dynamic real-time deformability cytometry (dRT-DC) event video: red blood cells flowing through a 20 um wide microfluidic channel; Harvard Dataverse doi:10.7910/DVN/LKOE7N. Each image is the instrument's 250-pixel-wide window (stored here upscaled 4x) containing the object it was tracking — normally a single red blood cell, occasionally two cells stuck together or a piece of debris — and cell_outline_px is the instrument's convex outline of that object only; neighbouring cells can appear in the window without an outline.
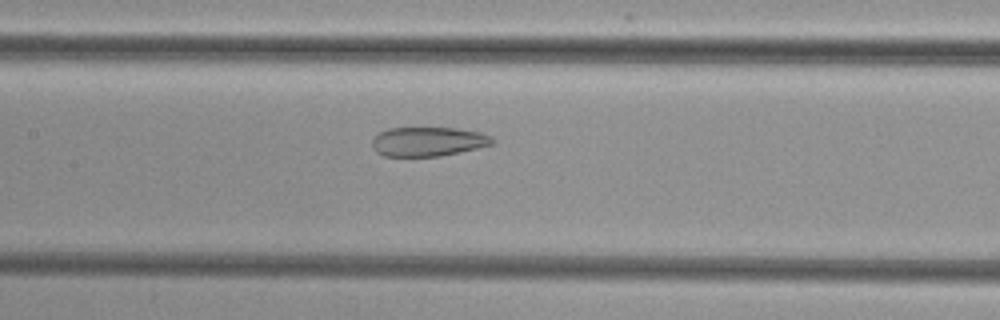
{"species": "common noctule bat (a hibernating species)", "species_latin": "Nyctalus noctula", "temperature_condition": "cold", "stored_images_in_passage": 35, "camera_frame_rate_fps": 3000, "um_per_image_px": 0.085, "animal": {"sex": "female", "body_mass_g": 29.2, "forearm_length_mm": 56.3}, "frame": {"image": 1, "passage_image": 9, "time_ms": 2.667, "image_size_px": [1000, 320], "cell_outline_px": [[496, 140], [492, 144], [460, 152], [440, 156], [384, 156], [376, 152], [372, 148], [372, 140], [380, 132], [388, 128], [456, 128], [480, 132], [492, 136]], "centroid_in_image_um": [36.39, 12.03], "position_along_channel_um": 171.0, "area_um2": 20.52}}
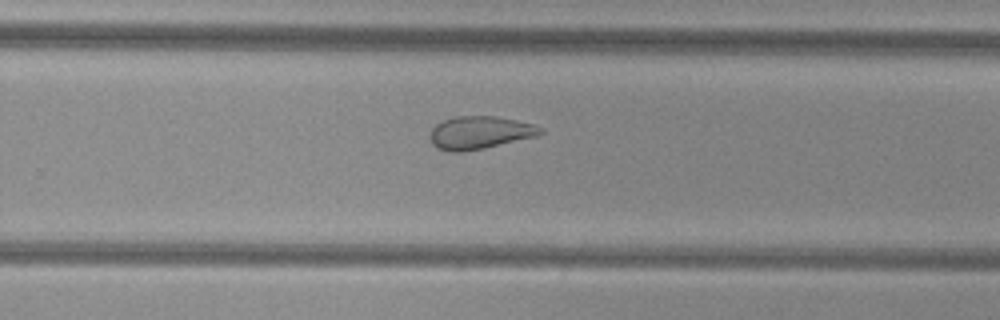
{"frame": {"image": 2, "passage_image": 18, "time_ms": 5.667, "image_size_px": [1000, 320], "cell_outline_px": [[544, 132], [536, 136], [484, 148], [460, 152], [448, 152], [436, 148], [432, 144], [428, 136], [432, 128], [436, 124], [444, 120], [456, 116], [496, 116], [536, 124], [544, 128]], "centroid_in_image_um": [40.77, 11.27], "position_along_channel_um": 289.0, "area_um2": 21.33}}
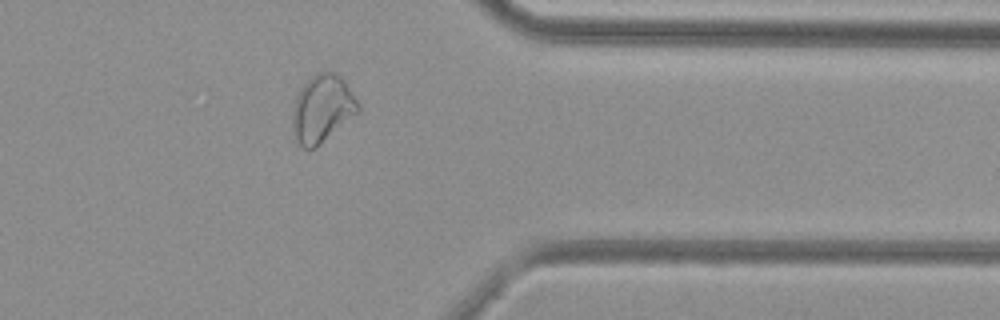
{"frame": {"image": 3, "passage_image": 26, "time_ms": 8.333, "image_size_px": [1000, 320], "cell_outline_px": [[360, 112], [316, 148], [304, 148], [296, 140], [292, 124], [292, 108], [296, 96], [304, 80], [316, 72], [332, 68], [344, 80], [360, 104]], "centroid_in_image_um": [27.4, 9.18], "position_along_channel_um": 384.0, "area_um2": 26.53}}